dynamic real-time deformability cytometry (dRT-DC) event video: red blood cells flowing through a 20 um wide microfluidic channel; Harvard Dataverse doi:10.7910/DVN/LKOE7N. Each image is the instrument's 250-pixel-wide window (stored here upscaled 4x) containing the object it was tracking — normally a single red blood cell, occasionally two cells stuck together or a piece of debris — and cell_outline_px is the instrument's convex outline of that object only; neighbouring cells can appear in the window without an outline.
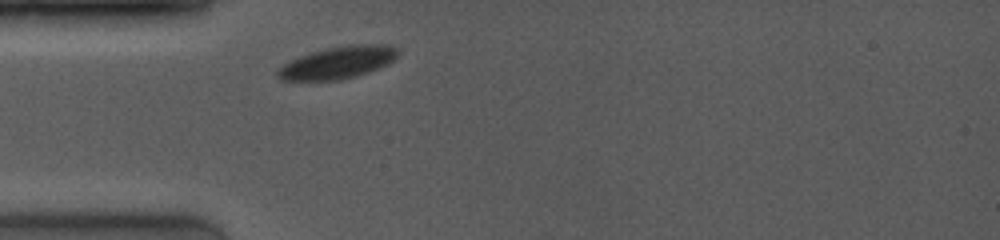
{"species": "common noctule bat (a hibernating species)", "species_latin": "Nyctalus noctula", "temperature_condition": "room temperature", "stored_images_in_passage": 2, "camera_frame_rate_fps": 4000, "um_per_image_px": 0.085, "animal": {"sex": "female", "body_mass_g": 19.0, "forearm_length_mm": 53.3}, "frame": {"image": 1, "passage_image": 2, "time_ms": 0.5, "image_size_px": [1000, 240], "cell_outline_px": [[396, 56], [392, 60], [368, 72], [356, 76], [340, 80], [284, 80], [276, 76], [276, 72], [284, 64], [300, 56], [324, 48], [352, 44], [388, 44], [396, 48]], "centroid_in_image_um": [28.69, 5.31], "position_along_channel_um": 56.3, "area_um2": 22.14}}